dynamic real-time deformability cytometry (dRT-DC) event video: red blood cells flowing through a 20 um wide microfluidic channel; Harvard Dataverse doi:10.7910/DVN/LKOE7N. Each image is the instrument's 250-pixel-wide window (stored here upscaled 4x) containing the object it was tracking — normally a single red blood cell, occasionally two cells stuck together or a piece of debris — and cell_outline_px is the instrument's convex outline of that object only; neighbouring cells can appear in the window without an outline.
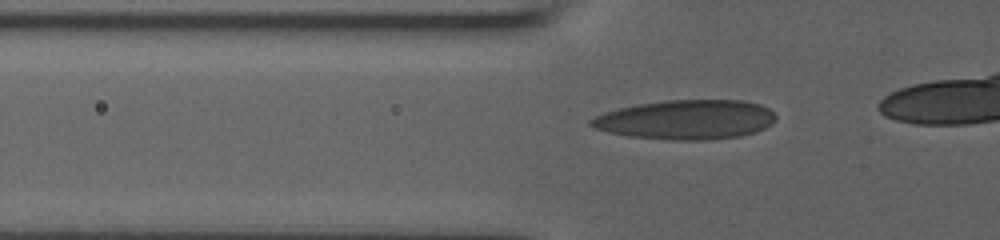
{"species": "human", "species_latin": "Homo sapiens", "temperature_condition": "room temperature", "stored_images_in_passage": 31, "camera_frame_rate_fps": 3000, "um_per_image_px": 0.085, "donor": {"sex": "male"}, "frame": {"image": 1, "passage_image": 3, "time_ms": 0.667, "image_size_px": [1000, 240], "cell_outline_px": [[776, 116], [772, 124], [756, 132], [740, 136], [704, 140], [672, 140], [628, 136], [608, 132], [596, 128], [588, 124], [588, 120], [604, 112], [636, 104], [668, 100], [740, 100], [760, 104], [768, 108]], "centroid_in_image_um": [58.31, 10.17], "position_along_channel_um": 67.5, "area_um2": 42.48}}
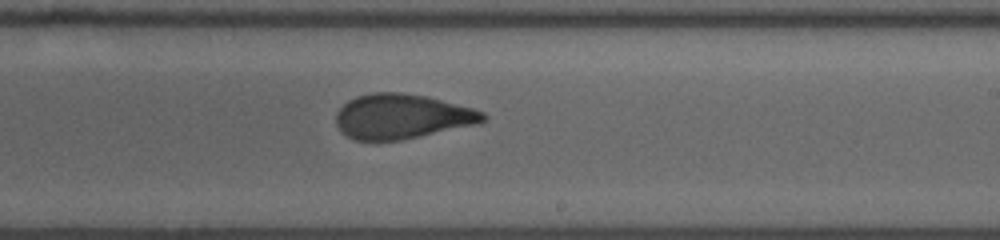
{"frame": {"image": 2, "passage_image": 18, "time_ms": 5.667, "image_size_px": [1000, 240], "cell_outline_px": [[488, 116], [480, 124], [400, 140], [356, 140], [340, 132], [336, 124], [336, 112], [348, 100], [356, 96], [372, 92], [400, 92], [428, 96], [472, 108], [484, 112]], "centroid_in_image_um": [34.17, 9.89], "position_along_channel_um": 254.8, "area_um2": 38.55}}
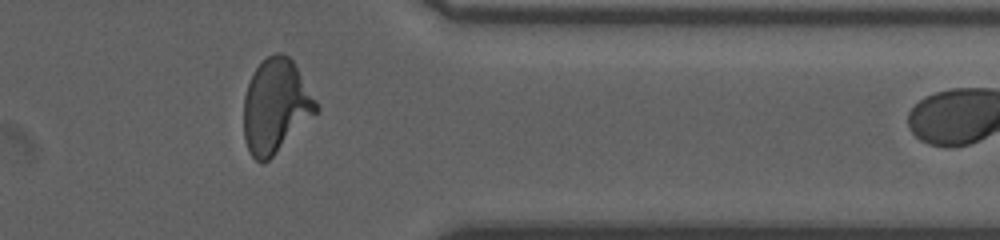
{"frame": {"image": 3, "passage_image": 29, "time_ms": 9.333, "image_size_px": [1000, 240], "cell_outline_px": [[320, 108], [264, 164], [260, 164], [248, 152], [244, 140], [244, 96], [248, 84], [256, 68], [268, 56], [276, 52], [284, 52], [292, 60], [316, 100]], "centroid_in_image_um": [23.41, 9.02], "position_along_channel_um": 388.0, "area_um2": 39.07}, "authors_computed_cell_mechanics": {"area_um2": 39.0728, "velocity_mm_per_s": 3.8371, "shape_relaxation_time_tau1_ms": 8.6373, "shape_relaxation_time_tau2_ms": 1.1865, "deformation_change_tau1": 0.2635, "deformation_change_tau2": 0.0846}}